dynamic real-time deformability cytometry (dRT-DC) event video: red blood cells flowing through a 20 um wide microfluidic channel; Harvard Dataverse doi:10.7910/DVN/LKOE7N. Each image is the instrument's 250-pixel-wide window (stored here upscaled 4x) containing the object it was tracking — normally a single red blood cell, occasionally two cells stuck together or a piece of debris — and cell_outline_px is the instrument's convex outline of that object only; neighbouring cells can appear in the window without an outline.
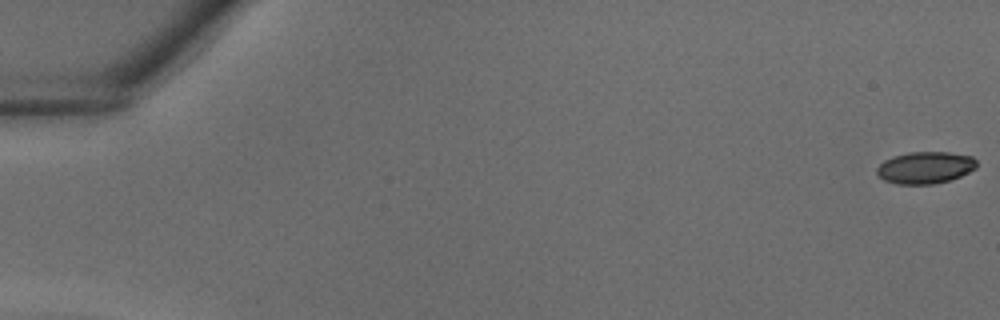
{"species": "common noctule bat (a hibernating species)", "species_latin": "Nyctalus noctula", "temperature_condition": "warm", "stored_images_in_passage": 39, "camera_frame_rate_fps": 3000, "um_per_image_px": 0.085, "animal": {"sex": "male", "body_mass_g": 18.8}, "frame": {"image": 1, "passage_image": 1, "time_ms": 0.0, "image_size_px": [1000, 320], "cell_outline_px": [[976, 168], [960, 176], [936, 184], [896, 184], [884, 180], [876, 172], [876, 168], [884, 160], [892, 156], [908, 152], [948, 152], [972, 156], [976, 160]], "centroid_in_image_um": [78.62, 14.24], "position_along_channel_um": 6.4, "area_um2": 18.61}}
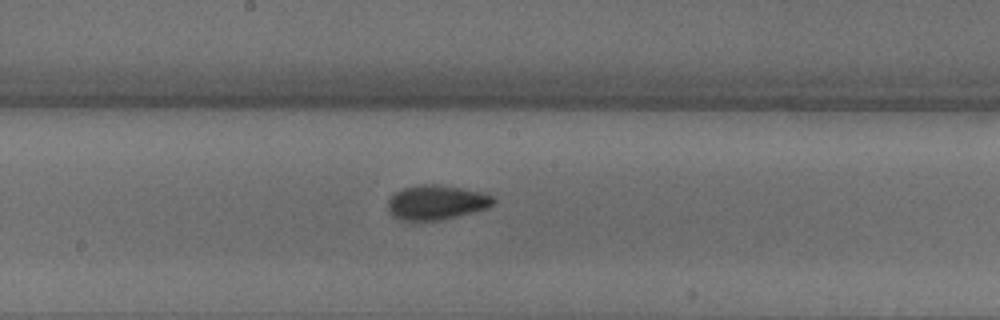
{"frame": {"image": 2, "passage_image": 22, "time_ms": 7.0, "image_size_px": [1000, 320], "cell_outline_px": [[496, 200], [488, 208], [440, 220], [400, 220], [392, 216], [388, 208], [388, 200], [396, 192], [404, 188], [420, 184], [436, 184], [460, 188], [480, 192], [492, 196]], "centroid_in_image_um": [37.07, 17.2], "position_along_channel_um": 211.1, "area_um2": 20.98}}
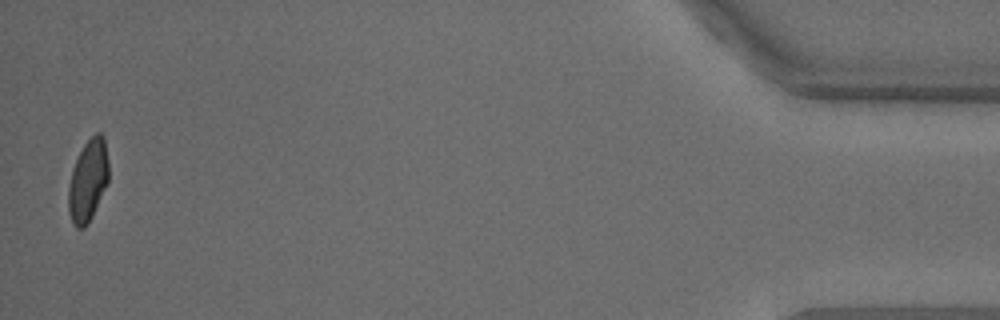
{"frame": {"image": 3, "passage_image": 39, "time_ms": 12.667, "image_size_px": [1000, 320], "cell_outline_px": [[108, 180], [92, 216], [84, 228], [76, 228], [72, 224], [68, 212], [68, 184], [72, 168], [84, 144], [96, 132], [100, 132], [104, 136], [108, 164]], "centroid_in_image_um": [7.45, 15.35], "position_along_channel_um": 427.7, "area_um2": 19.13}}